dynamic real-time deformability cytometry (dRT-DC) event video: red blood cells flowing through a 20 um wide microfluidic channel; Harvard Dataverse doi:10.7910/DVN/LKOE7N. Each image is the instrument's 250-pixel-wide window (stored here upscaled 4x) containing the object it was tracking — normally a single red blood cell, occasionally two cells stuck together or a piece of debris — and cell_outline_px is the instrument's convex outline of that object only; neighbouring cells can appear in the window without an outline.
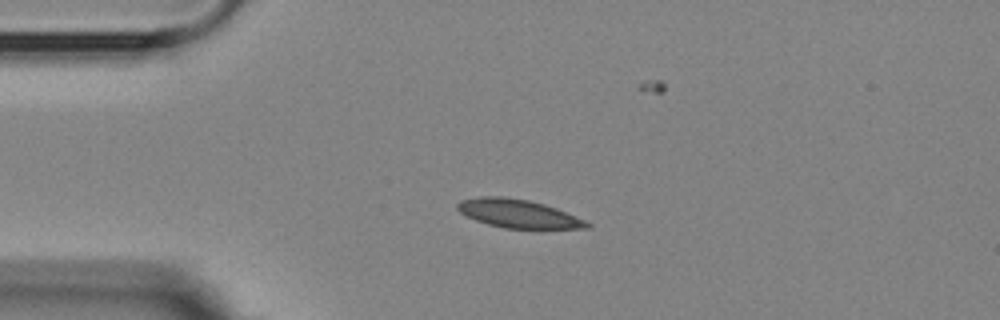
{"species": "Egyptian fruit bat (a non-hibernating species)", "species_latin": "Rousettus aegyptiacus", "temperature_condition": "room temperature", "stored_images_in_passage": 4, "camera_frame_rate_fps": 3000, "um_per_image_px": 0.085, "animal": {"sex": "female"}, "frame": {"image": 1, "passage_image": 1, "time_ms": 0.0, "image_size_px": [1000, 320], "cell_outline_px": [[592, 228], [540, 232], [504, 228], [488, 224], [476, 220], [460, 212], [456, 208], [456, 204], [460, 200], [480, 196], [504, 196], [528, 200], [544, 204], [556, 208], [584, 220], [592, 224]], "centroid_in_image_um": [44.15, 18.22], "position_along_channel_um": 40.8, "area_um2": 22.54}}
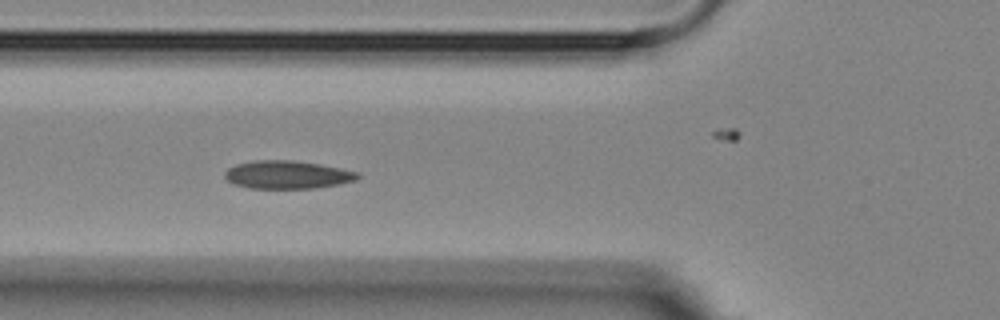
{"frame": {"image": 2, "passage_image": 3, "time_ms": 2.333, "image_size_px": [1000, 320], "cell_outline_px": [[360, 176], [356, 180], [340, 184], [312, 188], [252, 188], [232, 184], [224, 176], [224, 172], [228, 168], [236, 164], [252, 160], [292, 160], [320, 164], [360, 172]], "centroid_in_image_um": [24.42, 14.84], "position_along_channel_um": 101.4, "area_um2": 21.79}}
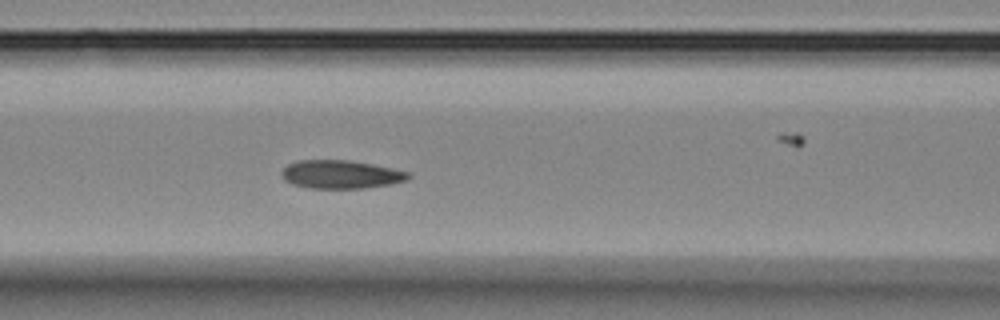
{"frame": {"image": 3, "passage_image": 4, "time_ms": 3.333, "image_size_px": [1000, 320], "cell_outline_px": [[412, 176], [408, 180], [392, 184], [364, 188], [308, 188], [292, 184], [284, 180], [280, 172], [288, 164], [296, 160], [348, 160], [372, 164], [392, 168], [408, 172]], "centroid_in_image_um": [28.97, 14.82], "position_along_channel_um": 137.6, "area_um2": 21.04}}